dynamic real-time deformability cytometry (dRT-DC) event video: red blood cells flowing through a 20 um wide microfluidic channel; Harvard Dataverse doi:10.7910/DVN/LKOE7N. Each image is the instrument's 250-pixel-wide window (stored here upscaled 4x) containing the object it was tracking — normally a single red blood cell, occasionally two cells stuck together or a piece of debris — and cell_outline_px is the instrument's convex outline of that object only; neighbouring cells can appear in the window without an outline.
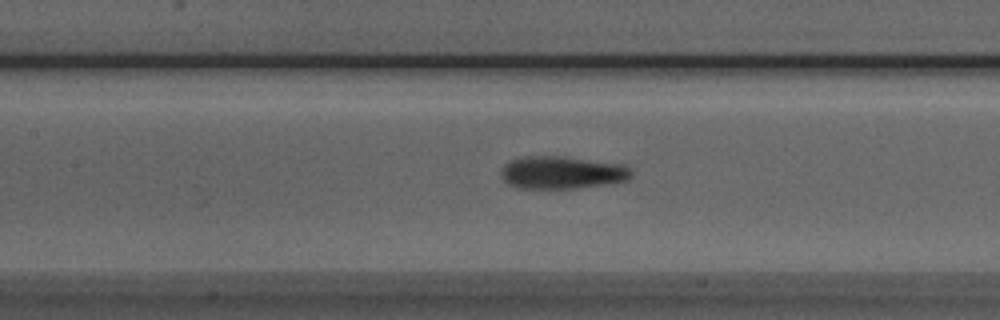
{"species": "Egyptian fruit bat (a non-hibernating species)", "species_latin": "Rousettus aegyptiacus", "temperature_condition": "room temperature", "stored_images_in_passage": 41, "camera_frame_rate_fps": 3000, "um_per_image_px": 0.085, "animal": {"sex": "male"}, "frame": {"image": 1, "passage_image": 18, "time_ms": 5.667, "image_size_px": [1000, 320], "cell_outline_px": [[632, 176], [628, 180], [604, 184], [576, 188], [516, 188], [508, 184], [500, 176], [500, 172], [504, 164], [512, 160], [524, 156], [560, 156], [624, 164], [632, 168]], "centroid_in_image_um": [47.77, 14.66], "position_along_channel_um": 159.6, "area_um2": 24.91}}
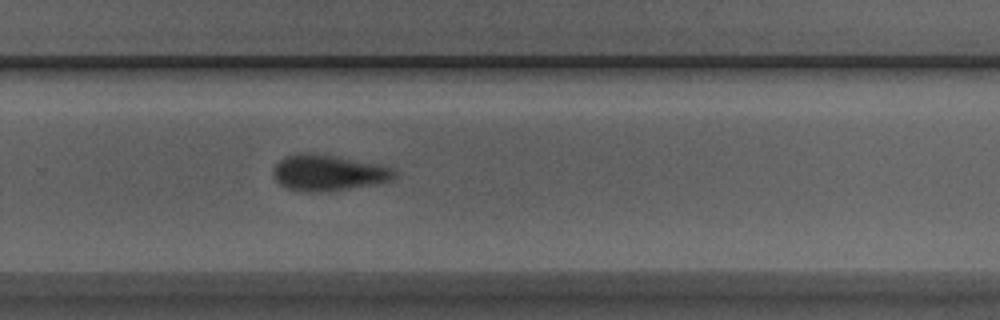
{"frame": {"image": 2, "passage_image": 29, "time_ms": 9.333, "image_size_px": [1000, 320], "cell_outline_px": [[400, 172], [392, 180], [376, 184], [332, 192], [304, 192], [284, 188], [276, 180], [272, 172], [276, 164], [284, 156], [300, 152], [308, 152], [336, 156], [396, 168]], "centroid_in_image_um": [27.92, 14.7], "position_along_channel_um": 301.9, "area_um2": 26.01}}
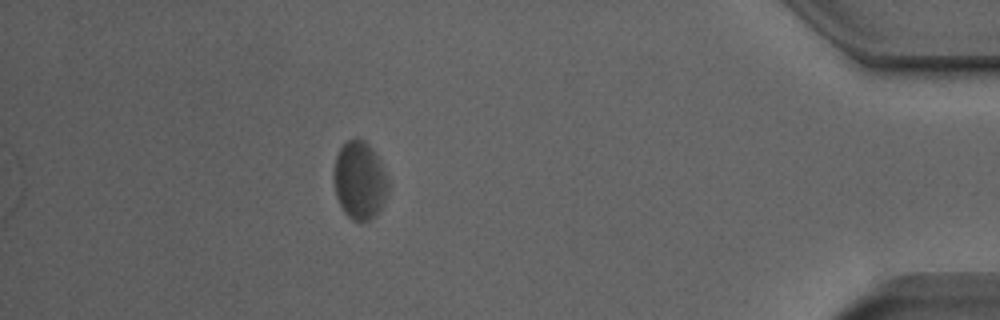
{"frame": {"image": 3, "passage_image": 41, "time_ms": 13.333, "image_size_px": [1000, 320], "cell_outline_px": [[388, 192], [376, 216], [368, 220], [352, 220], [344, 212], [336, 196], [336, 156], [340, 148], [348, 140], [356, 136], [364, 140], [372, 148], [388, 180]], "centroid_in_image_um": [30.59, 15.33], "position_along_channel_um": 404.6, "area_um2": 24.04}, "authors_computed_cell_mechanics": {"area_um2": 24.854, "velocity_mm_per_s": 3.8888, "shape_relaxation_time_tau1_ms": 4.6499, "shape_relaxation_time_tau2_ms": 1.9461, "deformation_change_tau1": 0.1302, "deformation_change_tau2": 0.0627}}